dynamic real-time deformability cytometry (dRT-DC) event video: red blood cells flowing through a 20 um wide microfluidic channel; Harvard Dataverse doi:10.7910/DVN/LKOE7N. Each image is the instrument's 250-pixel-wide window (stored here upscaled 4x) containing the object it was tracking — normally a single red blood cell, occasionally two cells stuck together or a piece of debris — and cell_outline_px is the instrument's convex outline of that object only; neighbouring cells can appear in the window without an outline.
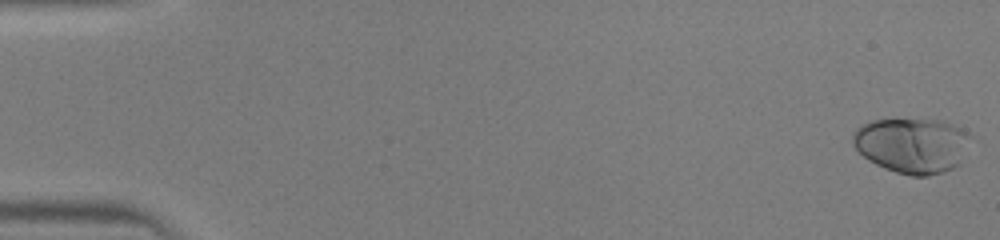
{"species": "human", "species_latin": "Homo sapiens", "temperature_condition": "warm", "stored_images_in_passage": 46, "camera_frame_rate_fps": 3000, "um_per_image_px": 0.085, "donor": {"sex": "male"}, "frame": {"image": 1, "passage_image": 1, "time_ms": 0.0, "image_size_px": [1000, 240], "cell_outline_px": [[972, 136], [960, 164], [944, 172], [928, 176], [912, 176], [896, 172], [884, 168], [868, 160], [852, 144], [852, 136], [856, 128], [872, 120], [944, 120], [968, 132]], "centroid_in_image_um": [77.55, 12.36], "position_along_channel_um": 7.4, "area_um2": 37.97}}
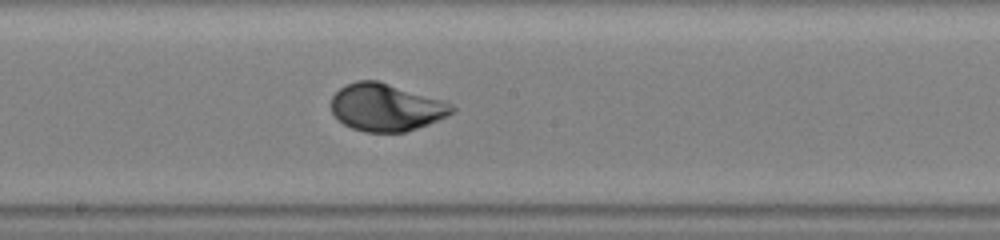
{"frame": {"image": 2, "passage_image": 26, "time_ms": 8.333, "image_size_px": [1000, 240], "cell_outline_px": [[456, 108], [448, 116], [428, 124], [404, 132], [364, 132], [352, 128], [344, 124], [332, 112], [332, 96], [340, 88], [356, 80], [376, 80], [444, 100], [452, 104]], "centroid_in_image_um": [32.83, 9.12], "position_along_channel_um": 215.4, "area_um2": 33.18}}
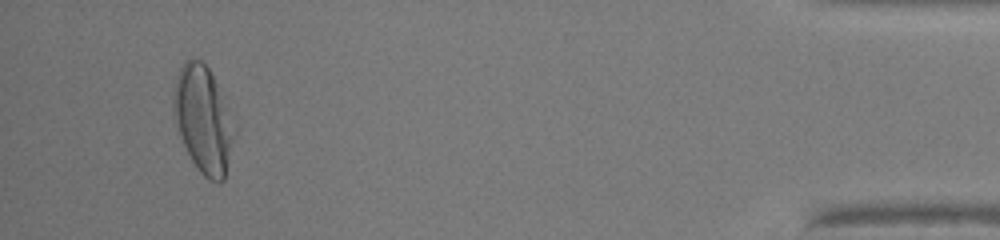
{"frame": {"image": 3, "passage_image": 44, "time_ms": 14.333, "image_size_px": [1000, 240], "cell_outline_px": [[240, 128], [224, 180], [220, 184], [208, 180], [200, 172], [192, 160], [184, 144], [172, 112], [172, 92], [176, 76], [184, 60], [188, 56], [192, 56], [200, 60], [208, 68]], "centroid_in_image_um": [17.34, 10.17], "position_along_channel_um": 417.9, "area_um2": 39.13}}